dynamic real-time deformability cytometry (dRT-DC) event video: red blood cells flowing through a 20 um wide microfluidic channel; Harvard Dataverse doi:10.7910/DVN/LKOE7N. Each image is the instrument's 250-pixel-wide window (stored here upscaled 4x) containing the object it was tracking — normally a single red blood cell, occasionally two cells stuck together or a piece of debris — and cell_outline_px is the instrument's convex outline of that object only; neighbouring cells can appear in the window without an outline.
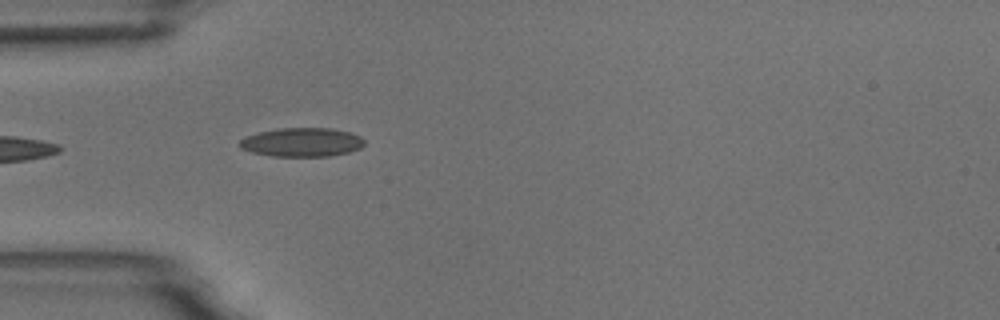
{"species": "common noctule bat (a hibernating species)", "species_latin": "Nyctalus noctula", "temperature_condition": "room temperature", "stored_images_in_passage": 4, "camera_frame_rate_fps": 3000, "um_per_image_px": 0.085, "animal": {"sex": "male", "body_mass_g": 18.8}, "frame": {"image": 1, "passage_image": 4, "time_ms": 3.333, "image_size_px": [1000, 320], "cell_outline_px": [[364, 144], [360, 148], [348, 152], [328, 156], [272, 156], [252, 152], [240, 148], [236, 144], [244, 136], [276, 128], [332, 128], [348, 132], [360, 136], [364, 140]], "centroid_in_image_um": [25.61, 12.08], "position_along_channel_um": 59.4, "area_um2": 21.04}}